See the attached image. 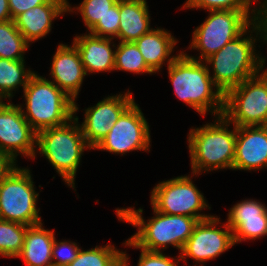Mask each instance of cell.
<instances>
[{"label":"cell","instance_id":"cell-1","mask_svg":"<svg viewBox=\"0 0 267 266\" xmlns=\"http://www.w3.org/2000/svg\"><path fill=\"white\" fill-rule=\"evenodd\" d=\"M167 69L177 98L200 116L207 112L215 118L223 114L224 94L214 84L210 68L204 61L192 59L181 51Z\"/></svg>","mask_w":267,"mask_h":266},{"label":"cell","instance_id":"cell-35","mask_svg":"<svg viewBox=\"0 0 267 266\" xmlns=\"http://www.w3.org/2000/svg\"><path fill=\"white\" fill-rule=\"evenodd\" d=\"M16 161L8 153L0 151V185L18 167Z\"/></svg>","mask_w":267,"mask_h":266},{"label":"cell","instance_id":"cell-17","mask_svg":"<svg viewBox=\"0 0 267 266\" xmlns=\"http://www.w3.org/2000/svg\"><path fill=\"white\" fill-rule=\"evenodd\" d=\"M267 169V126L236 127L232 170Z\"/></svg>","mask_w":267,"mask_h":266},{"label":"cell","instance_id":"cell-36","mask_svg":"<svg viewBox=\"0 0 267 266\" xmlns=\"http://www.w3.org/2000/svg\"><path fill=\"white\" fill-rule=\"evenodd\" d=\"M12 20L8 0H0V22Z\"/></svg>","mask_w":267,"mask_h":266},{"label":"cell","instance_id":"cell-14","mask_svg":"<svg viewBox=\"0 0 267 266\" xmlns=\"http://www.w3.org/2000/svg\"><path fill=\"white\" fill-rule=\"evenodd\" d=\"M135 102L128 90L112 95L85 109L84 121L79 124L87 144L92 150L107 135L120 116Z\"/></svg>","mask_w":267,"mask_h":266},{"label":"cell","instance_id":"cell-2","mask_svg":"<svg viewBox=\"0 0 267 266\" xmlns=\"http://www.w3.org/2000/svg\"><path fill=\"white\" fill-rule=\"evenodd\" d=\"M152 209L154 216L147 222L142 216V208H117L115 212L118 220L138 228L137 233L129 238L137 248L162 252L171 245L181 253L199 221L193 217L168 215Z\"/></svg>","mask_w":267,"mask_h":266},{"label":"cell","instance_id":"cell-13","mask_svg":"<svg viewBox=\"0 0 267 266\" xmlns=\"http://www.w3.org/2000/svg\"><path fill=\"white\" fill-rule=\"evenodd\" d=\"M37 132L23 116L19 104L0 103V151L15 160L18 155L36 158Z\"/></svg>","mask_w":267,"mask_h":266},{"label":"cell","instance_id":"cell-12","mask_svg":"<svg viewBox=\"0 0 267 266\" xmlns=\"http://www.w3.org/2000/svg\"><path fill=\"white\" fill-rule=\"evenodd\" d=\"M220 218L212 216L211 218L199 221L184 245L180 257L185 263V257H191L200 266H204L206 261L215 259L222 253L235 245L233 232L226 224H222V228H217ZM203 263V264H202Z\"/></svg>","mask_w":267,"mask_h":266},{"label":"cell","instance_id":"cell-4","mask_svg":"<svg viewBox=\"0 0 267 266\" xmlns=\"http://www.w3.org/2000/svg\"><path fill=\"white\" fill-rule=\"evenodd\" d=\"M216 118L214 123L189 131L187 140L193 176L233 167L236 126L228 129L231 123L223 115Z\"/></svg>","mask_w":267,"mask_h":266},{"label":"cell","instance_id":"cell-19","mask_svg":"<svg viewBox=\"0 0 267 266\" xmlns=\"http://www.w3.org/2000/svg\"><path fill=\"white\" fill-rule=\"evenodd\" d=\"M113 40V38L99 37L89 32L75 36L73 44L80 53L86 75L114 71L116 46Z\"/></svg>","mask_w":267,"mask_h":266},{"label":"cell","instance_id":"cell-11","mask_svg":"<svg viewBox=\"0 0 267 266\" xmlns=\"http://www.w3.org/2000/svg\"><path fill=\"white\" fill-rule=\"evenodd\" d=\"M150 137L148 122L138 104L134 102L94 150L121 155L135 150L150 152Z\"/></svg>","mask_w":267,"mask_h":266},{"label":"cell","instance_id":"cell-34","mask_svg":"<svg viewBox=\"0 0 267 266\" xmlns=\"http://www.w3.org/2000/svg\"><path fill=\"white\" fill-rule=\"evenodd\" d=\"M52 0H8L11 18L14 20L18 15L23 12L34 8L35 6L49 3Z\"/></svg>","mask_w":267,"mask_h":266},{"label":"cell","instance_id":"cell-20","mask_svg":"<svg viewBox=\"0 0 267 266\" xmlns=\"http://www.w3.org/2000/svg\"><path fill=\"white\" fill-rule=\"evenodd\" d=\"M177 39L164 28H153L134 41L141 52L147 66L154 72H159L165 62L170 65L177 55H172ZM172 55V56H170Z\"/></svg>","mask_w":267,"mask_h":266},{"label":"cell","instance_id":"cell-7","mask_svg":"<svg viewBox=\"0 0 267 266\" xmlns=\"http://www.w3.org/2000/svg\"><path fill=\"white\" fill-rule=\"evenodd\" d=\"M205 21L195 28L188 49L200 51L192 59L204 61L238 37L251 23L253 10H208Z\"/></svg>","mask_w":267,"mask_h":266},{"label":"cell","instance_id":"cell-9","mask_svg":"<svg viewBox=\"0 0 267 266\" xmlns=\"http://www.w3.org/2000/svg\"><path fill=\"white\" fill-rule=\"evenodd\" d=\"M29 168L17 167L0 185V219L26 226L42 223Z\"/></svg>","mask_w":267,"mask_h":266},{"label":"cell","instance_id":"cell-10","mask_svg":"<svg viewBox=\"0 0 267 266\" xmlns=\"http://www.w3.org/2000/svg\"><path fill=\"white\" fill-rule=\"evenodd\" d=\"M191 178L189 175L177 176L158 183L151 191V206L160 213L185 215L198 221L211 218L212 215L200 213L211 207Z\"/></svg>","mask_w":267,"mask_h":266},{"label":"cell","instance_id":"cell-22","mask_svg":"<svg viewBox=\"0 0 267 266\" xmlns=\"http://www.w3.org/2000/svg\"><path fill=\"white\" fill-rule=\"evenodd\" d=\"M54 230L43 228V223L28 226L21 253L17 256L27 266H53L52 247Z\"/></svg>","mask_w":267,"mask_h":266},{"label":"cell","instance_id":"cell-37","mask_svg":"<svg viewBox=\"0 0 267 266\" xmlns=\"http://www.w3.org/2000/svg\"><path fill=\"white\" fill-rule=\"evenodd\" d=\"M260 71H262V75L267 79V69H263L265 67V61L266 58L264 56V58L262 57V55H260Z\"/></svg>","mask_w":267,"mask_h":266},{"label":"cell","instance_id":"cell-24","mask_svg":"<svg viewBox=\"0 0 267 266\" xmlns=\"http://www.w3.org/2000/svg\"><path fill=\"white\" fill-rule=\"evenodd\" d=\"M129 257L112 244L95 246L89 250L80 249L77 258L67 266H129Z\"/></svg>","mask_w":267,"mask_h":266},{"label":"cell","instance_id":"cell-8","mask_svg":"<svg viewBox=\"0 0 267 266\" xmlns=\"http://www.w3.org/2000/svg\"><path fill=\"white\" fill-rule=\"evenodd\" d=\"M222 115L236 127L267 126V79L259 73L228 90Z\"/></svg>","mask_w":267,"mask_h":266},{"label":"cell","instance_id":"cell-18","mask_svg":"<svg viewBox=\"0 0 267 266\" xmlns=\"http://www.w3.org/2000/svg\"><path fill=\"white\" fill-rule=\"evenodd\" d=\"M68 0H52L28 9L14 19L15 26L30 44L51 32L52 22L68 12Z\"/></svg>","mask_w":267,"mask_h":266},{"label":"cell","instance_id":"cell-21","mask_svg":"<svg viewBox=\"0 0 267 266\" xmlns=\"http://www.w3.org/2000/svg\"><path fill=\"white\" fill-rule=\"evenodd\" d=\"M148 7L146 0H119L120 42H134L153 29L150 28L151 17Z\"/></svg>","mask_w":267,"mask_h":266},{"label":"cell","instance_id":"cell-26","mask_svg":"<svg viewBox=\"0 0 267 266\" xmlns=\"http://www.w3.org/2000/svg\"><path fill=\"white\" fill-rule=\"evenodd\" d=\"M114 70L131 72L133 74L154 73L147 66L134 42H119L115 50Z\"/></svg>","mask_w":267,"mask_h":266},{"label":"cell","instance_id":"cell-32","mask_svg":"<svg viewBox=\"0 0 267 266\" xmlns=\"http://www.w3.org/2000/svg\"><path fill=\"white\" fill-rule=\"evenodd\" d=\"M75 242L70 240L58 241L54 239L52 247V264L53 266H67L72 263L80 251V247Z\"/></svg>","mask_w":267,"mask_h":266},{"label":"cell","instance_id":"cell-15","mask_svg":"<svg viewBox=\"0 0 267 266\" xmlns=\"http://www.w3.org/2000/svg\"><path fill=\"white\" fill-rule=\"evenodd\" d=\"M50 74L52 82L74 101V115L79 109L76 103L86 72L76 46L59 44L52 58Z\"/></svg>","mask_w":267,"mask_h":266},{"label":"cell","instance_id":"cell-3","mask_svg":"<svg viewBox=\"0 0 267 266\" xmlns=\"http://www.w3.org/2000/svg\"><path fill=\"white\" fill-rule=\"evenodd\" d=\"M256 40L259 41L258 31L251 23L238 37L204 60L207 66L211 65L213 73L210 76L223 94L261 73V54L255 52Z\"/></svg>","mask_w":267,"mask_h":266},{"label":"cell","instance_id":"cell-30","mask_svg":"<svg viewBox=\"0 0 267 266\" xmlns=\"http://www.w3.org/2000/svg\"><path fill=\"white\" fill-rule=\"evenodd\" d=\"M120 23L119 0L110 8V11L100 19L97 24L89 31L90 34L105 37L117 38Z\"/></svg>","mask_w":267,"mask_h":266},{"label":"cell","instance_id":"cell-31","mask_svg":"<svg viewBox=\"0 0 267 266\" xmlns=\"http://www.w3.org/2000/svg\"><path fill=\"white\" fill-rule=\"evenodd\" d=\"M125 246L141 249V254L138 260V266H178L181 261L180 254L178 258L168 257L163 252L148 251L137 246L128 238L123 243Z\"/></svg>","mask_w":267,"mask_h":266},{"label":"cell","instance_id":"cell-6","mask_svg":"<svg viewBox=\"0 0 267 266\" xmlns=\"http://www.w3.org/2000/svg\"><path fill=\"white\" fill-rule=\"evenodd\" d=\"M78 116L59 127L37 132L36 147L48 159L65 184L75 188V178L85 149H92L86 142Z\"/></svg>","mask_w":267,"mask_h":266},{"label":"cell","instance_id":"cell-27","mask_svg":"<svg viewBox=\"0 0 267 266\" xmlns=\"http://www.w3.org/2000/svg\"><path fill=\"white\" fill-rule=\"evenodd\" d=\"M28 226L0 219V256L17 258L21 253Z\"/></svg>","mask_w":267,"mask_h":266},{"label":"cell","instance_id":"cell-29","mask_svg":"<svg viewBox=\"0 0 267 266\" xmlns=\"http://www.w3.org/2000/svg\"><path fill=\"white\" fill-rule=\"evenodd\" d=\"M258 0H186L183 9L204 10H253L252 5Z\"/></svg>","mask_w":267,"mask_h":266},{"label":"cell","instance_id":"cell-5","mask_svg":"<svg viewBox=\"0 0 267 266\" xmlns=\"http://www.w3.org/2000/svg\"><path fill=\"white\" fill-rule=\"evenodd\" d=\"M23 93L26 110L22 108L23 105L19 106L36 132L65 125L74 118V101L37 72L30 77Z\"/></svg>","mask_w":267,"mask_h":266},{"label":"cell","instance_id":"cell-23","mask_svg":"<svg viewBox=\"0 0 267 266\" xmlns=\"http://www.w3.org/2000/svg\"><path fill=\"white\" fill-rule=\"evenodd\" d=\"M25 59L9 60L0 58V99L10 98L14 96L16 89L19 86L25 89L30 77L35 73L30 69L25 68Z\"/></svg>","mask_w":267,"mask_h":266},{"label":"cell","instance_id":"cell-28","mask_svg":"<svg viewBox=\"0 0 267 266\" xmlns=\"http://www.w3.org/2000/svg\"><path fill=\"white\" fill-rule=\"evenodd\" d=\"M118 0H83L78 7H71L68 2V12L78 11L88 31H90L100 19L110 11V8ZM75 10V11H73Z\"/></svg>","mask_w":267,"mask_h":266},{"label":"cell","instance_id":"cell-33","mask_svg":"<svg viewBox=\"0 0 267 266\" xmlns=\"http://www.w3.org/2000/svg\"><path fill=\"white\" fill-rule=\"evenodd\" d=\"M260 4L253 7L252 23L256 27L260 42L267 44V0H262ZM259 8V9H258Z\"/></svg>","mask_w":267,"mask_h":266},{"label":"cell","instance_id":"cell-25","mask_svg":"<svg viewBox=\"0 0 267 266\" xmlns=\"http://www.w3.org/2000/svg\"><path fill=\"white\" fill-rule=\"evenodd\" d=\"M29 46L14 20L0 22V58L23 60Z\"/></svg>","mask_w":267,"mask_h":266},{"label":"cell","instance_id":"cell-16","mask_svg":"<svg viewBox=\"0 0 267 266\" xmlns=\"http://www.w3.org/2000/svg\"><path fill=\"white\" fill-rule=\"evenodd\" d=\"M227 216L235 244L267 236V207L261 202L242 200L230 208Z\"/></svg>","mask_w":267,"mask_h":266}]
</instances>
